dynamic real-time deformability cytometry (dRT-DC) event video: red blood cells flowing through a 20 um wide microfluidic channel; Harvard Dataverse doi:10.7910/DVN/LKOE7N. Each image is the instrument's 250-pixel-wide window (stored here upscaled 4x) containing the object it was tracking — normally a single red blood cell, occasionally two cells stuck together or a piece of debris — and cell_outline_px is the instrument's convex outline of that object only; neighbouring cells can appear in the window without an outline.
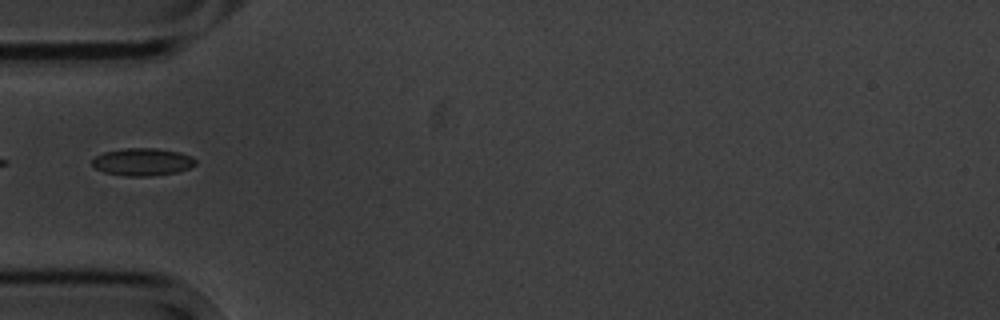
{"species": "common noctule bat (a hibernating species)", "species_latin": "Nyctalus noctula", "temperature_condition": "cold", "stored_images_in_passage": 8, "segment_of_instrument_passage": [2, 2], "camera_frame_rate_fps": 3000, "um_per_image_px": 0.085, "animal": {"sex": "male", "body_mass_g": 20.1, "forearm_length_mm": 53.5}, "frame": {"image": 1, "passage_image": 4, "time_ms": 3.667, "image_size_px": [1000, 320], "cell_outline_px": [[196, 164], [188, 168], [176, 172], [152, 176], [124, 176], [104, 172], [96, 168], [92, 164], [92, 160], [96, 156], [104, 152], [124, 148], [156, 148], [180, 152], [192, 156], [196, 160]], "centroid_in_image_um": [12.12, 13.76], "position_along_channel_um": 72.9, "area_um2": 16.59}}
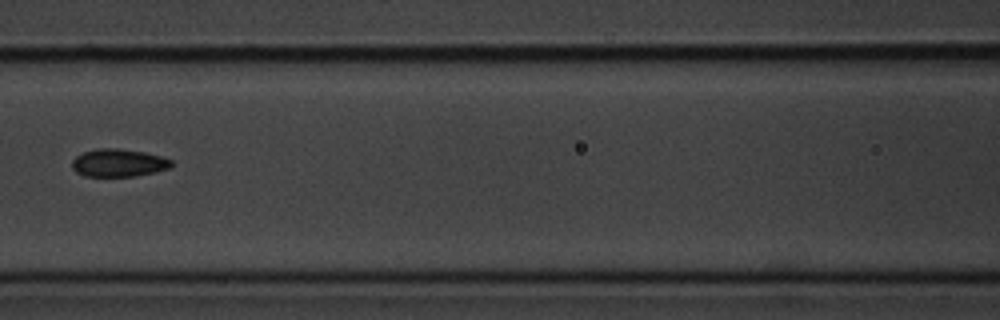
{"frame": {"image": 2, "passage_image": 6, "time_ms": 6.0, "image_size_px": [1000, 320], "cell_outline_px": [[172, 164], [168, 168], [156, 172], [136, 176], [84, 176], [76, 172], [72, 168], [72, 160], [76, 156], [84, 152], [96, 148], [120, 148], [144, 152], [160, 156], [172, 160]], "centroid_in_image_um": [10.05, 13.84], "position_along_channel_um": 156.5, "area_um2": 16.13}}
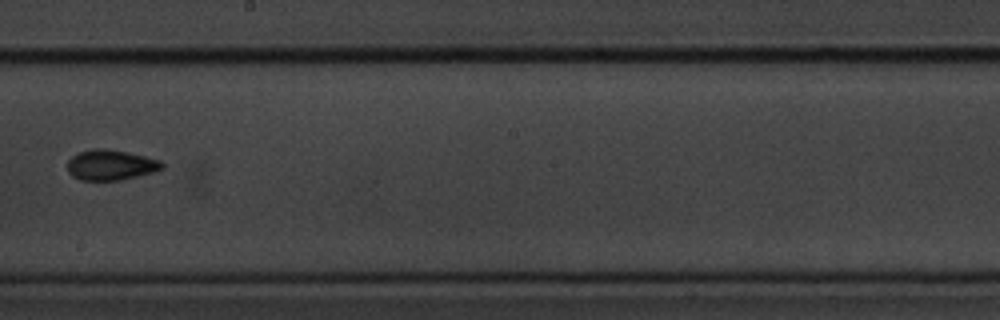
{"frame": {"image": 3, "passage_image": 8, "time_ms": 8.333, "image_size_px": [1000, 320], "cell_outline_px": [[164, 168], [152, 172], [120, 180], [80, 180], [72, 176], [68, 172], [68, 160], [72, 156], [80, 152], [92, 148], [104, 148], [128, 152], [160, 160], [164, 164]], "centroid_in_image_um": [9.4, 14.01], "position_along_channel_um": 238.8, "area_um2": 16.7}}